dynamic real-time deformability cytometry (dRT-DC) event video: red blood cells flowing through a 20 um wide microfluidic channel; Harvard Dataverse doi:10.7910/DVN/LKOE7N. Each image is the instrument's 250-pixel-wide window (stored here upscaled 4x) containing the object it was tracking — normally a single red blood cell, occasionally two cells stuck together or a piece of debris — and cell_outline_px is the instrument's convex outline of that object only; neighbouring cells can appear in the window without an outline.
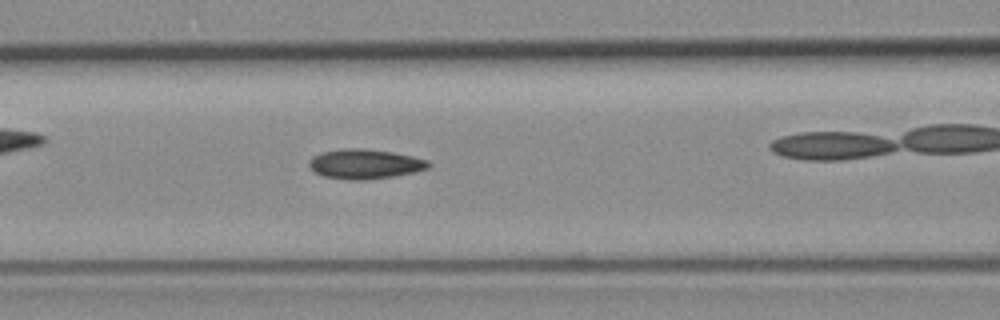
{"species": "common noctule bat (a hibernating species)", "species_latin": "Nyctalus noctula", "temperature_condition": "room temperature", "stored_images_in_passage": 40, "camera_frame_rate_fps": 3000, "um_per_image_px": 0.085, "animal": {"sex": "female", "body_mass_g": 19.3, "forearm_length_mm": 54.1}, "frame": {"image": 1, "passage_image": 7, "time_ms": 2.0, "image_size_px": [1000, 320], "cell_outline_px": [[432, 164], [428, 168], [416, 172], [392, 176], [364, 180], [348, 180], [324, 176], [316, 172], [308, 164], [312, 156], [320, 152], [344, 148], [364, 148], [392, 152], [412, 156], [428, 160]], "centroid_in_image_um": [31.03, 13.93], "position_along_channel_um": 135.6, "area_um2": 20.69}}